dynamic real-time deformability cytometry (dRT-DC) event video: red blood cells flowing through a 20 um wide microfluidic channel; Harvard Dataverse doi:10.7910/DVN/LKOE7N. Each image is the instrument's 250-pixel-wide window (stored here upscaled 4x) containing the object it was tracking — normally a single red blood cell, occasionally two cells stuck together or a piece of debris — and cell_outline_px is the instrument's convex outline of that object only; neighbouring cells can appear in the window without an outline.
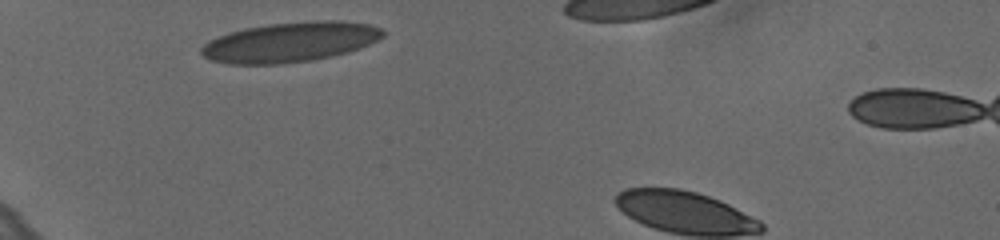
{"species": "human", "species_latin": "Homo sapiens", "temperature_condition": "cold", "stored_images_in_passage": 2, "camera_frame_rate_fps": 3000, "um_per_image_px": 0.085, "donor": {"sex": "female"}, "frame": {"image": 1, "passage_image": 1, "time_ms": 0.0, "image_size_px": [1000, 240], "cell_outline_px": [[384, 36], [360, 48], [348, 52], [332, 56], [312, 60], [280, 64], [228, 64], [212, 60], [204, 56], [200, 52], [200, 48], [204, 44], [228, 32], [244, 28], [268, 24], [312, 20], [344, 20], [368, 24], [380, 28], [384, 32]], "centroid_in_image_um": [24.67, 3.57], "position_along_channel_um": 60.3, "area_um2": 42.25}}